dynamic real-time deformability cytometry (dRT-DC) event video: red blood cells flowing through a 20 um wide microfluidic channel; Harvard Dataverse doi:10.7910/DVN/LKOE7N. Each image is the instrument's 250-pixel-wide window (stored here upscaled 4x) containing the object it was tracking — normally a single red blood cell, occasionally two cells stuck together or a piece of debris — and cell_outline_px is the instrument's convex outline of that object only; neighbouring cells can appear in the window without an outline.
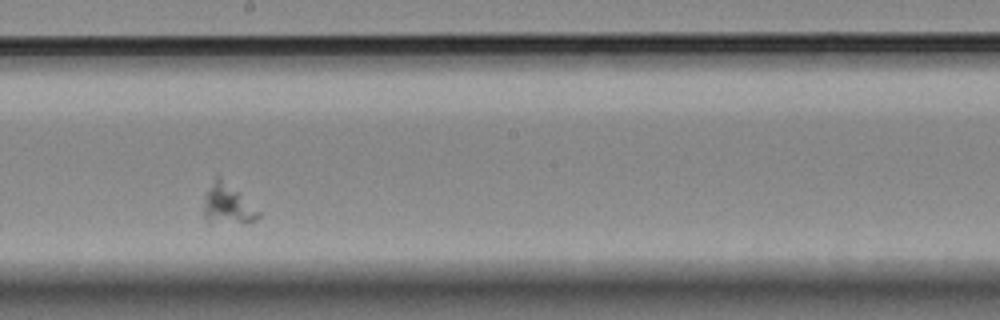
{"species": "Egyptian fruit bat (a non-hibernating species)", "species_latin": "Rousettus aegyptiacus", "temperature_condition": "room temperature", "stored_images_in_passage": 44, "camera_frame_rate_fps": 3000, "um_per_image_px": 0.085, "animal": {"sex": "female"}, "frame": {"image": 1, "passage_image": 25, "time_ms": 8.0, "image_size_px": [1000, 320], "cell_outline_px": [[260, 216], [256, 220], [244, 224], [208, 224], [204, 220], [204, 200], [216, 176], [220, 176], [260, 212]], "centroid_in_image_um": [19.34, 17.47], "position_along_channel_um": 228.9, "area_um2": 12.77}}
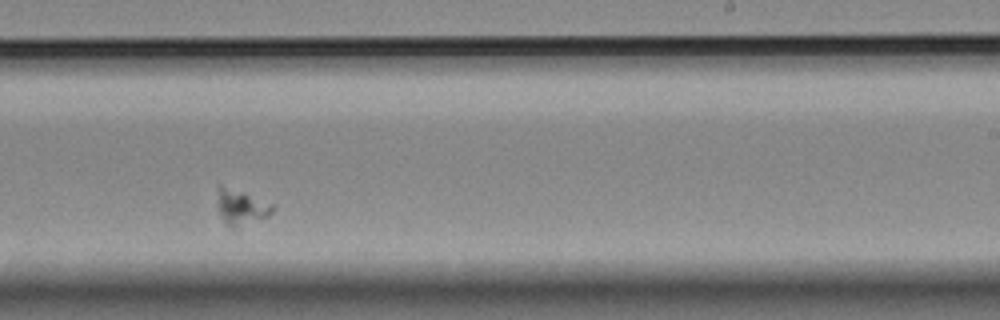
{"frame": {"image": 2, "passage_image": 28, "time_ms": 9.0, "image_size_px": [1000, 320], "cell_outline_px": [[276, 208], [268, 216], [236, 228], [232, 228], [224, 220], [216, 204], [220, 184], [244, 192], [272, 204]], "centroid_in_image_um": [20.5, 17.6], "position_along_channel_um": 268.5, "area_um2": 11.16}}